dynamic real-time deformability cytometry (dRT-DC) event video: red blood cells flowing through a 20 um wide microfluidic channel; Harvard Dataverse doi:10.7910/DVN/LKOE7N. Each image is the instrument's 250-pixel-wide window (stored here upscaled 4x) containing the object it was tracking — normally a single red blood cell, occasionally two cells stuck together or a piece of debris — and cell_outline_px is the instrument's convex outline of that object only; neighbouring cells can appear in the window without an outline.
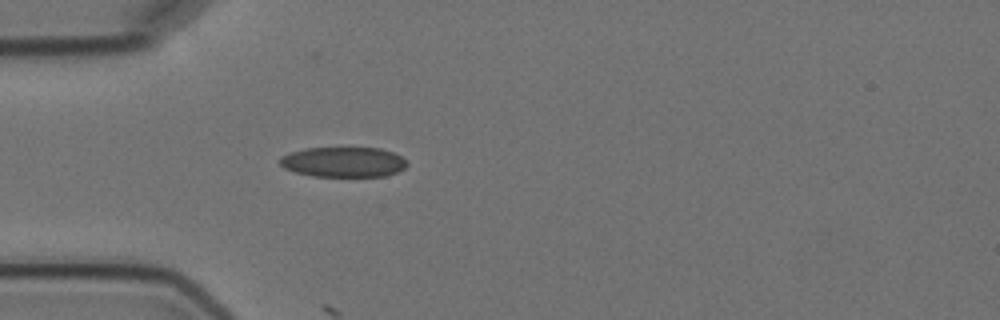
{"species": "Egyptian fruit bat (a non-hibernating species)", "species_latin": "Rousettus aegyptiacus", "temperature_condition": "cold", "stored_images_in_passage": 3, "camera_frame_rate_fps": 3000, "um_per_image_px": 0.085, "animal": {"sex": "female"}, "frame": {"image": 1, "passage_image": 3, "time_ms": 2.333, "image_size_px": [1000, 320], "cell_outline_px": [[408, 164], [404, 168], [396, 172], [384, 176], [312, 176], [296, 172], [284, 168], [280, 164], [280, 156], [304, 148], [380, 148], [392, 152], [400, 156]], "centroid_in_image_um": [29.17, 13.77], "position_along_channel_um": 55.8, "area_um2": 22.14}}